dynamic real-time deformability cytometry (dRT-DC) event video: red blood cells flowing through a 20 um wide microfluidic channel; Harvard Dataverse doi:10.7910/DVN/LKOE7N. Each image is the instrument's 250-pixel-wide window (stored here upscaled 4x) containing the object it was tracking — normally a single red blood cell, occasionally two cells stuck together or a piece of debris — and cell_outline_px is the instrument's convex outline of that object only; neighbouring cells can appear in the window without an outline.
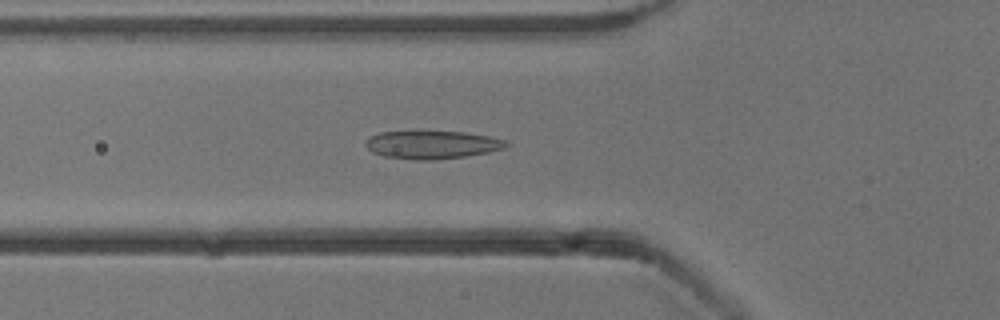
{"species": "common noctule bat (a hibernating species)", "species_latin": "Nyctalus noctula", "temperature_condition": "cold", "stored_images_in_passage": 43, "camera_frame_rate_fps": 3000, "um_per_image_px": 0.085, "animal": {"sex": "male", "body_mass_g": 13.3}, "frame": {"image": 1, "passage_image": 14, "time_ms": 4.333, "image_size_px": [1000, 320], "cell_outline_px": [[508, 144], [504, 148], [488, 152], [464, 156], [432, 160], [416, 160], [384, 156], [372, 152], [364, 144], [372, 136], [380, 132], [464, 132], [488, 136], [508, 140]], "centroid_in_image_um": [36.75, 12.31], "position_along_channel_um": 89.1, "area_um2": 22.6}}
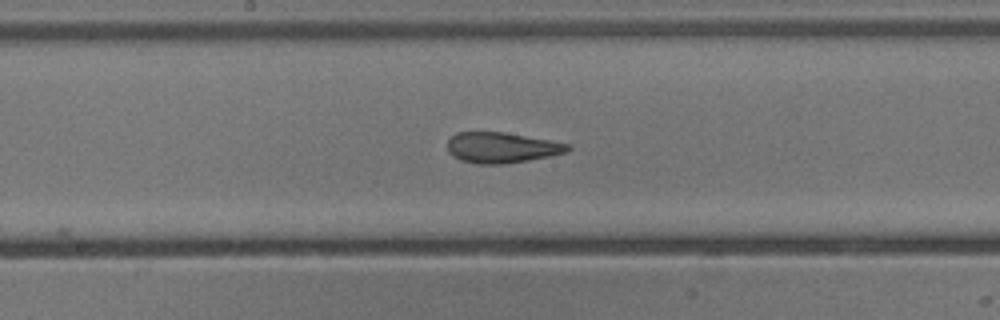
{"frame": {"image": 2, "passage_image": 23, "time_ms": 7.333, "image_size_px": [1000, 320], "cell_outline_px": [[572, 148], [568, 152], [528, 160], [504, 164], [476, 164], [460, 160], [452, 156], [448, 152], [448, 140], [456, 132], [504, 132], [572, 144]], "centroid_in_image_um": [42.64, 12.55], "position_along_channel_um": 205.6, "area_um2": 21.56}}
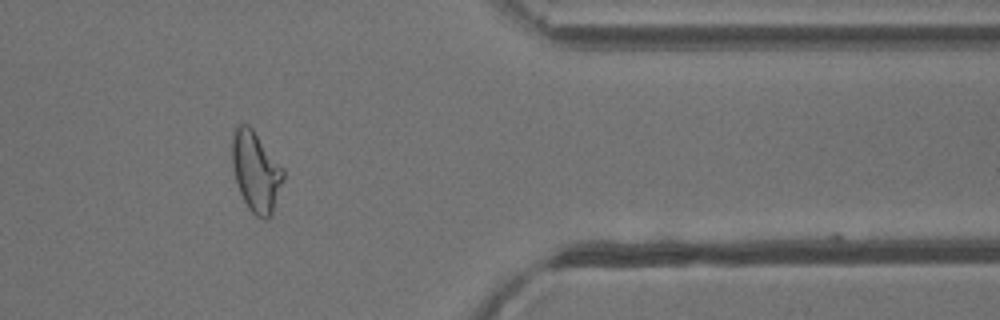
{"frame": {"image": 3, "passage_image": 39, "time_ms": 12.667, "image_size_px": [1000, 320], "cell_outline_px": [[284, 180], [272, 212], [268, 220], [264, 220], [256, 216], [248, 208], [240, 192], [232, 168], [232, 136], [236, 124], [248, 124], [252, 128], [284, 168]], "centroid_in_image_um": [21.75, 14.57], "position_along_channel_um": 389.6, "area_um2": 24.04}}